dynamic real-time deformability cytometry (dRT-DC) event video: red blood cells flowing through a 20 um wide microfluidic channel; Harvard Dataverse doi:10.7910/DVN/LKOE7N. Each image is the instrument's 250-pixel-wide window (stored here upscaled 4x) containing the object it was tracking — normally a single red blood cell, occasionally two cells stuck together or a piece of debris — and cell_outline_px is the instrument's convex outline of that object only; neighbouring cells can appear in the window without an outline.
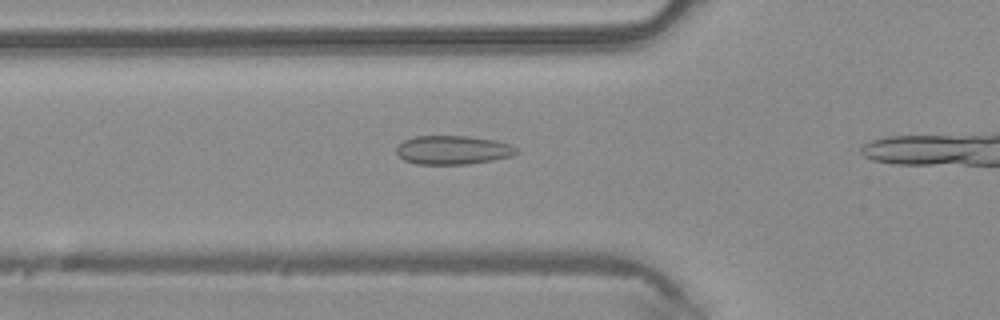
{"species": "common noctule bat (a hibernating species)", "species_latin": "Nyctalus noctula", "temperature_condition": "warm", "stored_images_in_passage": 19, "camera_frame_rate_fps": 3000, "um_per_image_px": 0.085, "animal": {"sex": "male", "body_mass_g": 20.4}, "frame": {"image": 1, "passage_image": 9, "time_ms": 2.667, "image_size_px": [1000, 320], "cell_outline_px": [[520, 152], [512, 156], [492, 160], [468, 164], [416, 164], [404, 160], [396, 152], [396, 148], [404, 140], [416, 136], [468, 136], [496, 140], [508, 144], [516, 148]], "centroid_in_image_um": [38.5, 12.75], "position_along_channel_um": 87.3, "area_um2": 20.11}}
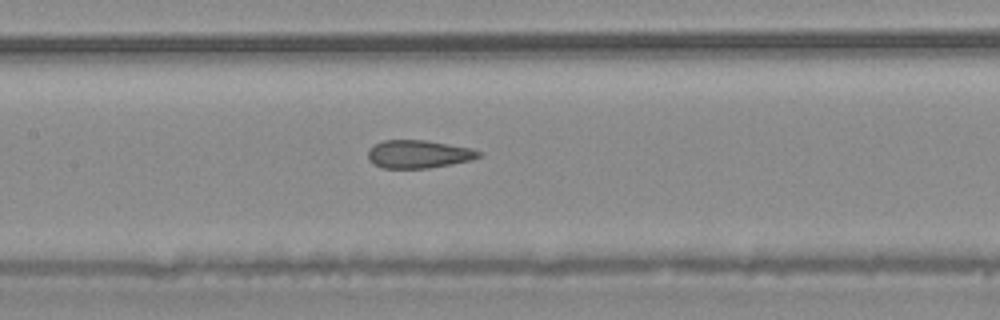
{"frame": {"image": 2, "passage_image": 15, "time_ms": 4.667, "image_size_px": [1000, 320], "cell_outline_px": [[480, 156], [472, 160], [452, 164], [428, 168], [380, 168], [372, 164], [368, 160], [368, 152], [376, 144], [384, 140], [424, 140], [472, 148], [480, 152]], "centroid_in_image_um": [35.56, 13.11], "position_along_channel_um": 171.8, "area_um2": 18.03}}
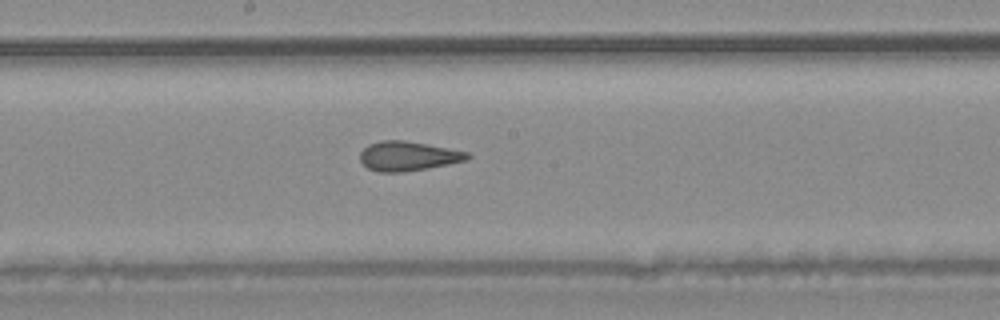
{"frame": {"image": 3, "passage_image": 18, "time_ms": 5.667, "image_size_px": [1000, 320], "cell_outline_px": [[472, 156], [468, 160], [428, 168], [404, 172], [380, 172], [368, 168], [360, 160], [360, 152], [368, 144], [380, 140], [404, 140], [428, 144], [468, 152]], "centroid_in_image_um": [34.69, 13.26], "position_along_channel_um": 213.5, "area_um2": 18.5}}